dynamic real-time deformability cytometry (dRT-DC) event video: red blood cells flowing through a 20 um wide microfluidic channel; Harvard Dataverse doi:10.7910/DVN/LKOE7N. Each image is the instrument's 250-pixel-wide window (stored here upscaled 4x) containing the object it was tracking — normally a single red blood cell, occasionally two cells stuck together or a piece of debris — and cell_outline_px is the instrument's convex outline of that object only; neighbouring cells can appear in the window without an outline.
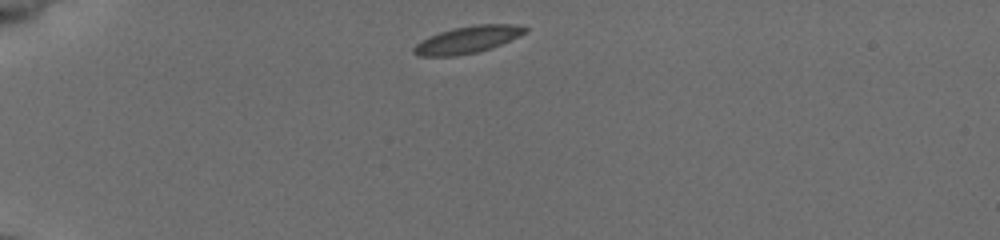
{"species": "common noctule bat (a hibernating species)", "species_latin": "Nyctalus noctula", "temperature_condition": "cold", "stored_images_in_passage": 40, "camera_frame_rate_fps": 3000, "um_per_image_px": 0.085, "animal": {"sex": "female", "body_mass_g": 19.5, "forearm_length_mm": 54.1}, "frame": {"image": 1, "passage_image": 1, "time_ms": 0.0, "image_size_px": [1000, 240], "cell_outline_px": [[528, 32], [500, 44], [476, 52], [452, 56], [420, 56], [412, 52], [412, 48], [420, 40], [428, 36], [452, 28], [472, 24], [512, 24], [528, 28]], "centroid_in_image_um": [39.7, 3.35], "position_along_channel_um": 45.3, "area_um2": 17.46}}
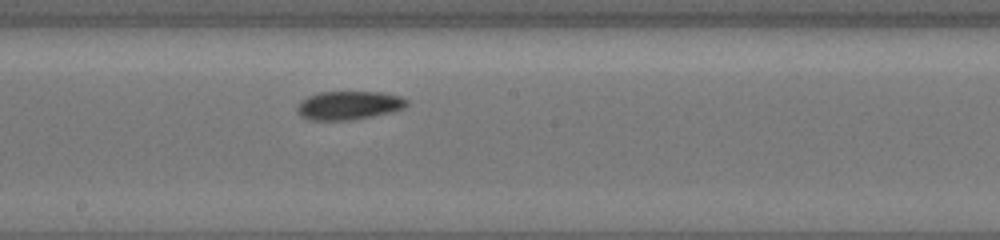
{"frame": {"image": 2, "passage_image": 18, "time_ms": 5.667, "image_size_px": [1000, 240], "cell_outline_px": [[408, 104], [404, 108], [372, 116], [348, 120], [312, 120], [300, 116], [296, 108], [308, 96], [320, 92], [380, 92], [400, 96], [408, 100]], "centroid_in_image_um": [29.66, 8.95], "position_along_channel_um": 218.5, "area_um2": 17.98}}
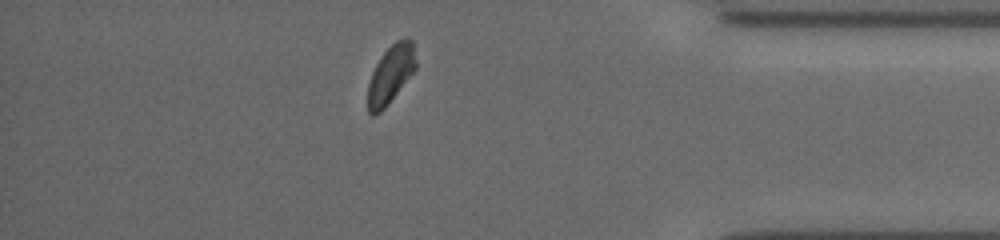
{"frame": {"image": 3, "passage_image": 34, "time_ms": 11.0, "image_size_px": [1000, 240], "cell_outline_px": [[416, 68], [388, 104], [376, 116], [372, 116], [368, 112], [368, 84], [372, 72], [376, 64], [384, 52], [396, 40], [404, 36], [408, 36], [412, 40], [416, 60]], "centroid_in_image_um": [33.21, 6.3], "position_along_channel_um": 402.0, "area_um2": 16.24}, "authors_computed_cell_mechanics": {"area_um2": 17.5134, "velocity_mm_per_s": 3.8615, "shape_relaxation_time_tau1_ms": 2.8242, "shape_relaxation_time_tau2_ms": 6.6346, "deformation_change_tau1": 0.0738, "deformation_change_tau2": 0.0843}}